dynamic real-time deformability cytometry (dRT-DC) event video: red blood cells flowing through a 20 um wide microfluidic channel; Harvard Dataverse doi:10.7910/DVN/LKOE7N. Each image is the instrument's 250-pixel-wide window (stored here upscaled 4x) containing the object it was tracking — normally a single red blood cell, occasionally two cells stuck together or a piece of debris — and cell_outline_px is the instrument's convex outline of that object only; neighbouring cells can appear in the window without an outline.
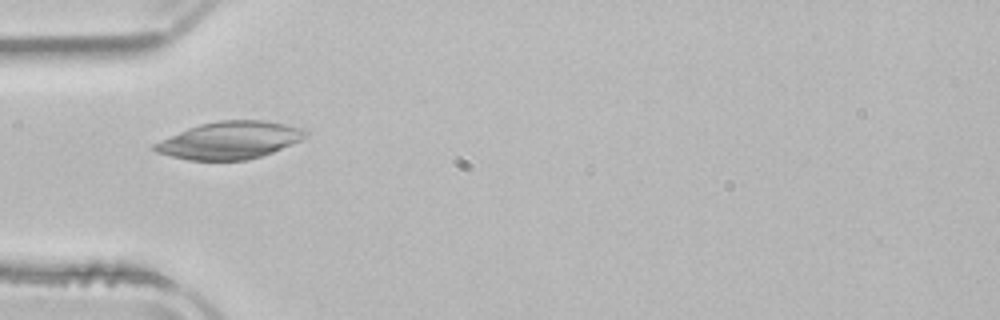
{"species": "common noctule bat (a hibernating species)", "species_latin": "Nyctalus noctula", "temperature_condition": "room temperature", "stored_images_in_passage": 2, "camera_frame_rate_fps": 3000, "um_per_image_px": 0.085, "animal": {"sex": "male", "body_mass_g": 21.5, "forearm_length_mm": 52.0}, "frame": {"image": 1, "passage_image": 2, "time_ms": 1.333, "image_size_px": [1000, 320], "cell_outline_px": [[308, 132], [300, 140], [292, 144], [272, 152], [248, 160], [188, 160], [156, 152], [152, 148], [152, 144], [160, 140], [188, 128], [200, 124], [220, 120], [264, 120], [288, 124], [304, 128]], "centroid_in_image_um": [19.53, 11.91], "position_along_channel_um": 65.5, "area_um2": 32.77}}